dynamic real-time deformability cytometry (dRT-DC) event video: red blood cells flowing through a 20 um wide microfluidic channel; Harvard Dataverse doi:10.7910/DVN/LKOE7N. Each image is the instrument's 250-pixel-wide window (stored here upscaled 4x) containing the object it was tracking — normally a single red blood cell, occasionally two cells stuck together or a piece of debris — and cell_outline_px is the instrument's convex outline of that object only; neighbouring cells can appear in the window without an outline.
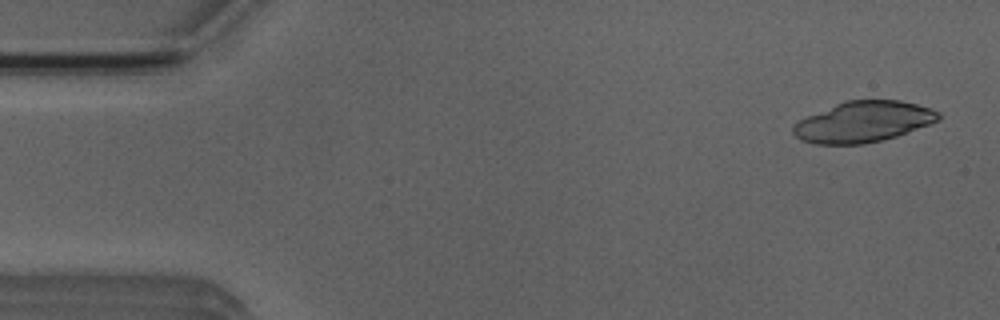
{"species": "Egyptian fruit bat (a non-hibernating species)", "species_latin": "Rousettus aegyptiacus", "temperature_condition": "room temperature", "stored_images_in_passage": 2, "camera_frame_rate_fps": 3000, "um_per_image_px": 0.085, "animal": {"sex": "male"}, "frame": {"image": 1, "passage_image": 2, "time_ms": 2.0, "image_size_px": [1000, 320], "cell_outline_px": [[940, 120], [896, 136], [864, 144], [816, 144], [800, 140], [792, 132], [792, 128], [800, 120], [808, 116], [844, 100], [900, 100], [916, 104], [940, 112]], "centroid_in_image_um": [73.37, 10.35], "position_along_channel_um": 11.6, "area_um2": 34.22}}